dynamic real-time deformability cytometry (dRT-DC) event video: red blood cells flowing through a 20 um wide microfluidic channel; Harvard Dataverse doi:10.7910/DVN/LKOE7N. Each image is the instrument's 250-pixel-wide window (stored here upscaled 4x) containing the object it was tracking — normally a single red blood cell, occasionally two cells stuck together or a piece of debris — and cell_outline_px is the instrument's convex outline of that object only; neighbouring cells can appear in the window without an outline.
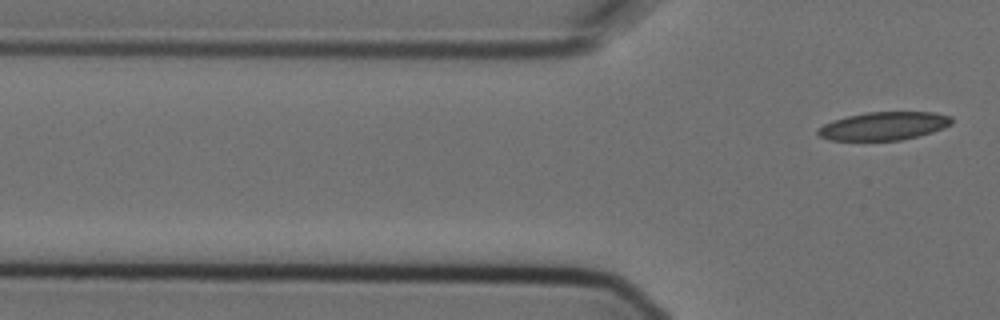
{"species": "Egyptian fruit bat (a non-hibernating species)", "species_latin": "Rousettus aegyptiacus", "temperature_condition": "cold", "stored_images_in_passage": 5, "camera_frame_rate_fps": 3000, "um_per_image_px": 0.085, "animal": {"sex": "female"}, "frame": {"image": 1, "passage_image": 5, "time_ms": 1.333, "image_size_px": [1000, 320], "cell_outline_px": [[952, 124], [944, 128], [932, 132], [900, 140], [832, 140], [820, 136], [816, 132], [824, 124], [832, 120], [848, 116], [868, 112], [936, 112], [952, 116]], "centroid_in_image_um": [75.16, 10.7], "position_along_channel_um": 50.6, "area_um2": 21.85}}